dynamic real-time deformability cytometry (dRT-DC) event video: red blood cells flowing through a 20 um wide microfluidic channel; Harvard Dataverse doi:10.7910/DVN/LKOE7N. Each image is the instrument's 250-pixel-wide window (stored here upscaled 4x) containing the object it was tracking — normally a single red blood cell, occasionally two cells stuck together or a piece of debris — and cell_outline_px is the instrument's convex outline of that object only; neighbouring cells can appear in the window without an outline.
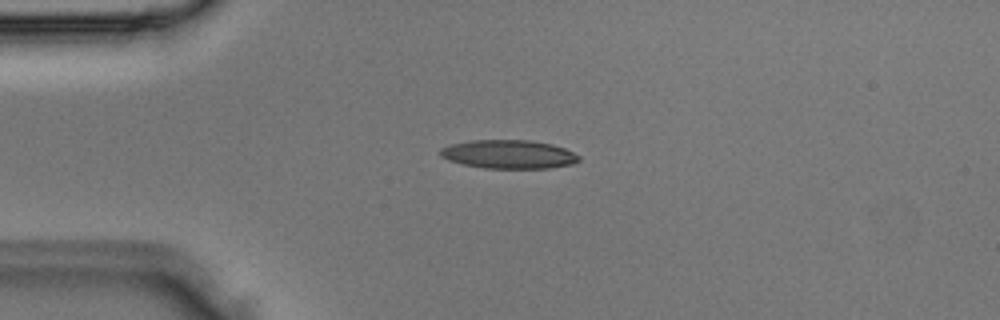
{"species": "Egyptian fruit bat (a non-hibernating species)", "species_latin": "Rousettus aegyptiacus", "temperature_condition": "room temperature", "stored_images_in_passage": 3, "camera_frame_rate_fps": 3000, "um_per_image_px": 0.085, "animal": {"sex": "male"}, "frame": {"image": 1, "passage_image": 3, "time_ms": 0.667, "image_size_px": [1000, 320], "cell_outline_px": [[580, 160], [572, 164], [548, 168], [484, 168], [460, 164], [448, 160], [440, 156], [440, 148], [452, 144], [472, 140], [532, 140], [552, 144], [564, 148], [580, 156]], "centroid_in_image_um": [43.23, 13.11], "position_along_channel_um": 41.8, "area_um2": 23.18}}